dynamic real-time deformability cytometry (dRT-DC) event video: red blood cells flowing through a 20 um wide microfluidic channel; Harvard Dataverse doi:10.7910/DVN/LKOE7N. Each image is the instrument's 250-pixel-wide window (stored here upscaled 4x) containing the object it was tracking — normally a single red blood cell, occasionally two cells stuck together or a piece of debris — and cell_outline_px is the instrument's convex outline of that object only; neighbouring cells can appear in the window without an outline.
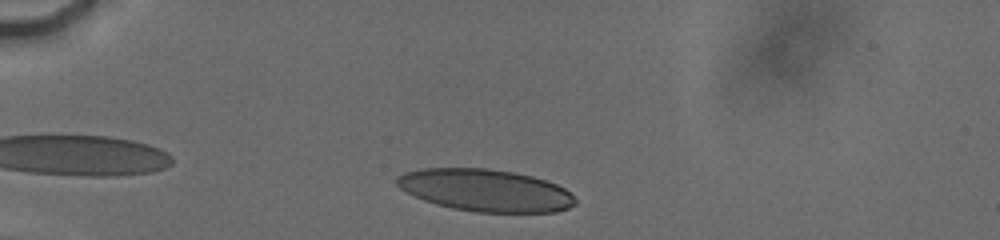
{"species": "human", "species_latin": "Homo sapiens", "temperature_condition": "cold", "stored_images_in_passage": 55, "camera_frame_rate_fps": 3000, "um_per_image_px": 0.085, "donor": {"sex": "male"}, "frame": {"image": 1, "passage_image": 5, "time_ms": 0.667, "image_size_px": [1000, 240], "cell_outline_px": [[576, 204], [568, 208], [556, 212], [476, 212], [452, 208], [436, 204], [424, 200], [400, 188], [396, 184], [396, 176], [404, 172], [420, 168], [484, 168], [512, 172], [532, 176], [556, 184], [564, 188], [576, 200]], "centroid_in_image_um": [41.24, 16.17], "position_along_channel_um": 43.8, "area_um2": 43.7}}
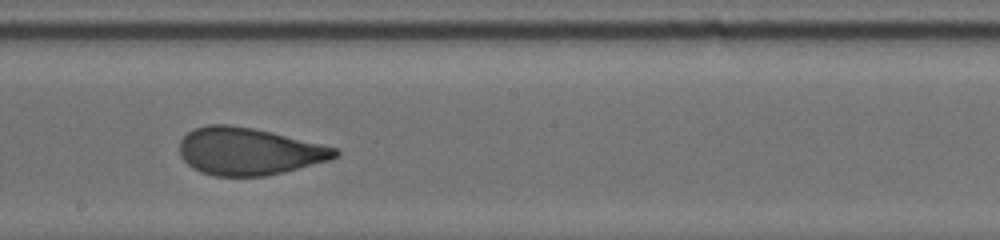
{"frame": {"image": 2, "passage_image": 33, "time_ms": 6.667, "image_size_px": [1000, 240], "cell_outline_px": [[340, 152], [336, 156], [328, 160], [284, 172], [264, 176], [216, 176], [200, 172], [192, 168], [180, 156], [180, 140], [188, 132], [196, 128], [208, 124], [228, 124], [252, 128], [272, 132], [336, 148]], "centroid_in_image_um": [21.11, 12.86], "position_along_channel_um": 227.1, "area_um2": 42.6}}
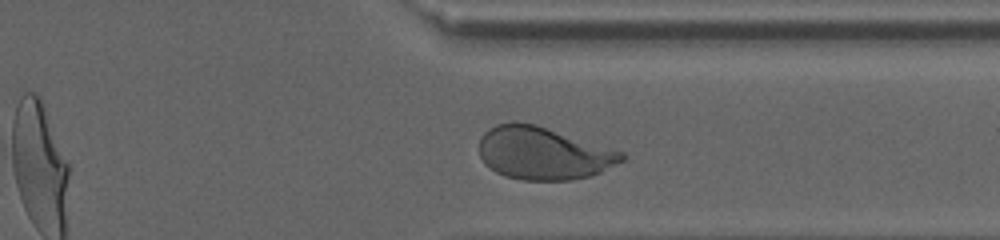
{"frame": {"image": 3, "passage_image": 50, "time_ms": 10.333, "image_size_px": [1000, 240], "cell_outline_px": [[624, 160], [600, 172], [588, 176], [572, 180], [524, 180], [508, 176], [496, 172], [484, 164], [480, 156], [480, 136], [488, 128], [496, 124], [512, 120], [536, 124], [624, 152]], "centroid_in_image_um": [46.14, 13.0], "position_along_channel_um": 365.3, "area_um2": 43.81}, "authors_computed_cell_mechanics": {"area_um2": 43.5812, "velocity_mm_per_s": 3.7832, "shape_relaxation_time_tau1_ms": 5.0664, "shape_relaxation_time_tau2_ms": 0.8138, "deformation_change_tau1": 0.1851, "deformation_change_tau2": 0.0678}}